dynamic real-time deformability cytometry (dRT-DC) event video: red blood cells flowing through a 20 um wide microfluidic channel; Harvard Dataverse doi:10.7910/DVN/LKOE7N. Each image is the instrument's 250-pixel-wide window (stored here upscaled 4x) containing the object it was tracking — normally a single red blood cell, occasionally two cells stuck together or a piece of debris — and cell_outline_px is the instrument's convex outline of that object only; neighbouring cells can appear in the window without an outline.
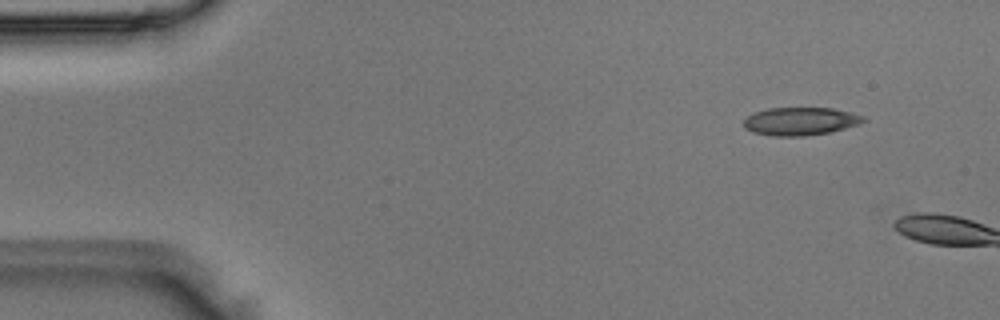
{"species": "Egyptian fruit bat (a non-hibernating species)", "species_latin": "Rousettus aegyptiacus", "temperature_condition": "room temperature", "stored_images_in_passage": 2, "camera_frame_rate_fps": 3000, "um_per_image_px": 0.085, "animal": {"sex": "male"}, "frame": {"image": 1, "passage_image": 1, "time_ms": 0.0, "image_size_px": [1000, 320], "cell_outline_px": [[868, 120], [860, 124], [832, 132], [804, 136], [772, 136], [752, 132], [744, 128], [744, 120], [752, 112], [768, 108], [832, 108], [864, 116]], "centroid_in_image_um": [68.03, 10.31], "position_along_channel_um": 17.0, "area_um2": 19.71}}